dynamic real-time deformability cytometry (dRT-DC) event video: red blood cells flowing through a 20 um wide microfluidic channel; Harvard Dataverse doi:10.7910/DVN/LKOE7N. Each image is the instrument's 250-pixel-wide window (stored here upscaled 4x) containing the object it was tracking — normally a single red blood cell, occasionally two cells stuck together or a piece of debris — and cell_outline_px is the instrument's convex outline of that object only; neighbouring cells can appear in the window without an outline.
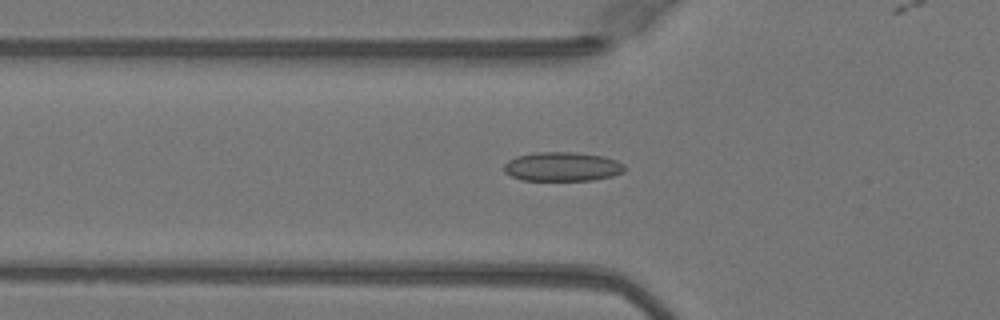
{"species": "Egyptian fruit bat (a non-hibernating species)", "species_latin": "Rousettus aegyptiacus", "temperature_condition": "warm", "stored_images_in_passage": 34, "camera_frame_rate_fps": 3000, "um_per_image_px": 0.085, "animal": {"sex": "female"}, "frame": {"image": 1, "passage_image": 3, "time_ms": 0.667, "image_size_px": [1000, 320], "cell_outline_px": [[624, 172], [612, 176], [592, 180], [520, 180], [504, 172], [504, 164], [508, 160], [516, 156], [536, 152], [576, 152], [604, 156], [616, 160], [624, 164]], "centroid_in_image_um": [47.79, 14.16], "position_along_channel_um": 78.0, "area_um2": 20.58}}
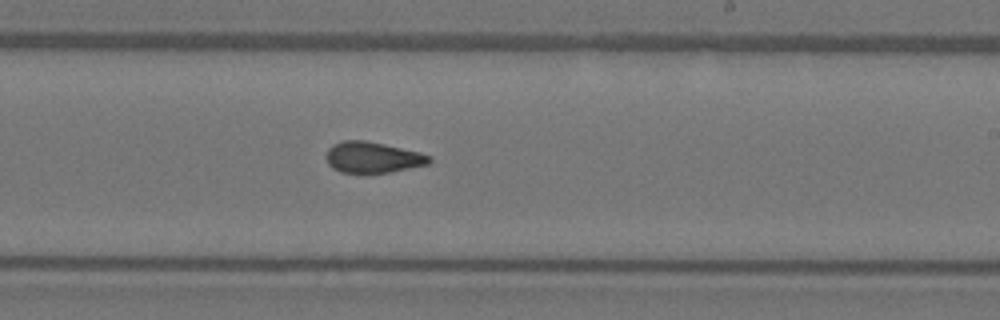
{"frame": {"image": 2, "passage_image": 16, "time_ms": 5.0, "image_size_px": [1000, 320], "cell_outline_px": [[432, 160], [428, 164], [388, 172], [340, 172], [332, 168], [328, 164], [328, 148], [332, 144], [344, 140], [364, 140], [384, 144], [420, 152], [432, 156]], "centroid_in_image_um": [31.69, 13.36], "position_along_channel_um": 257.3, "area_um2": 18.38}}
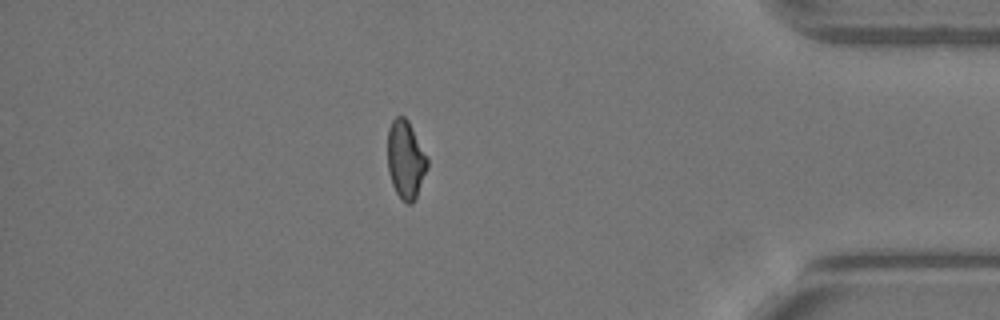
{"frame": {"image": 3, "passage_image": 29, "time_ms": 9.333, "image_size_px": [1000, 320], "cell_outline_px": [[428, 168], [416, 196], [412, 204], [408, 204], [396, 192], [392, 184], [388, 172], [388, 128], [392, 120], [396, 116], [404, 116], [408, 120], [428, 156]], "centroid_in_image_um": [34.49, 13.53], "position_along_channel_um": 400.7, "area_um2": 18.15}}